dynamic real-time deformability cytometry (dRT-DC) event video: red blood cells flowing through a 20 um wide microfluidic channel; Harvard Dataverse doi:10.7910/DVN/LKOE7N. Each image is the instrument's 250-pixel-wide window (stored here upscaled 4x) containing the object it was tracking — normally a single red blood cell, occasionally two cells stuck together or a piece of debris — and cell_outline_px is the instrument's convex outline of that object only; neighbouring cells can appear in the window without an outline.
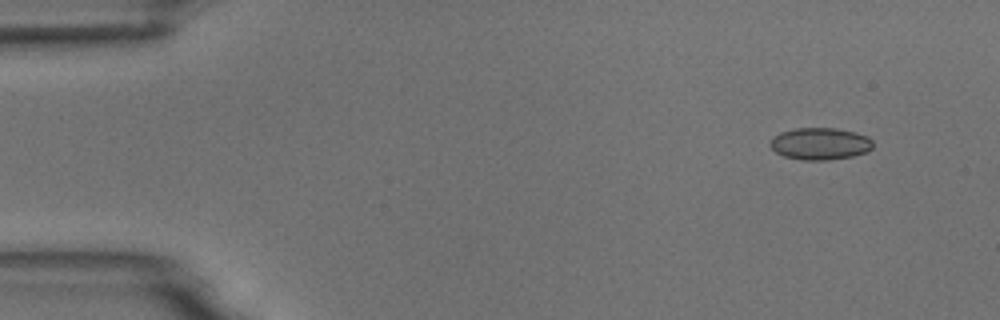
{"species": "common noctule bat (a hibernating species)", "species_latin": "Nyctalus noctula", "temperature_condition": "room temperature", "stored_images_in_passage": 4, "camera_frame_rate_fps": 3000, "um_per_image_px": 0.085, "animal": {"sex": "male", "body_mass_g": 18.8}, "frame": {"image": 1, "passage_image": 1, "time_ms": 0.0, "image_size_px": [1000, 320], "cell_outline_px": [[872, 148], [868, 152], [852, 156], [828, 160], [804, 160], [784, 156], [776, 152], [768, 144], [772, 136], [780, 132], [796, 128], [836, 128], [856, 132], [868, 136], [872, 140]], "centroid_in_image_um": [69.7, 12.21], "position_along_channel_um": 15.3, "area_um2": 19.36}}
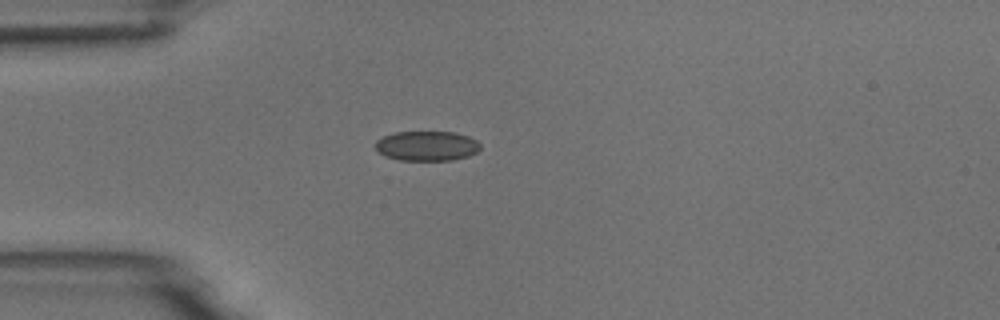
{"frame": {"image": 2, "passage_image": 4, "time_ms": 3.333, "image_size_px": [1000, 320], "cell_outline_px": [[480, 148], [476, 152], [468, 156], [452, 160], [400, 160], [384, 156], [376, 152], [372, 144], [380, 136], [392, 132], [456, 132], [468, 136], [476, 140], [480, 144]], "centroid_in_image_um": [36.19, 12.39], "position_along_channel_um": 48.8, "area_um2": 18.61}}